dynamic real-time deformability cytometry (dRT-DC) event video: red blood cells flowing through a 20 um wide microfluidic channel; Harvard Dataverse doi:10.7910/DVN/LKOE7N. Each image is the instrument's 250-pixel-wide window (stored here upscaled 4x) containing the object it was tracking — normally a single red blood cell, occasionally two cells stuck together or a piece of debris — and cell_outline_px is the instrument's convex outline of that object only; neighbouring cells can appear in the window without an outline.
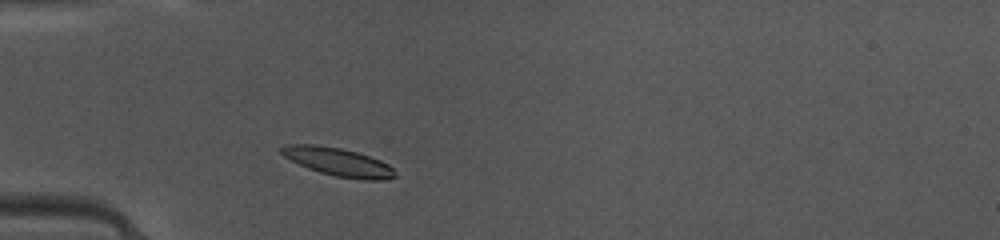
{"species": "common noctule bat (a hibernating species)", "species_latin": "Nyctalus noctula", "temperature_condition": "warm", "stored_images_in_passage": 40, "camera_frame_rate_fps": 3000, "um_per_image_px": 0.085, "animal": {"sex": "female", "body_mass_g": 10.0, "forearm_length_mm": 53.1}, "frame": {"image": 1, "passage_image": 6, "time_ms": 1.667, "image_size_px": [1000, 240], "cell_outline_px": [[396, 176], [384, 180], [364, 180], [336, 176], [320, 172], [308, 168], [284, 156], [280, 152], [280, 148], [284, 144], [316, 144], [340, 148], [356, 152], [380, 160], [388, 164], [392, 168]], "centroid_in_image_um": [28.73, 13.75], "position_along_channel_um": 56.3, "area_um2": 18.5}}
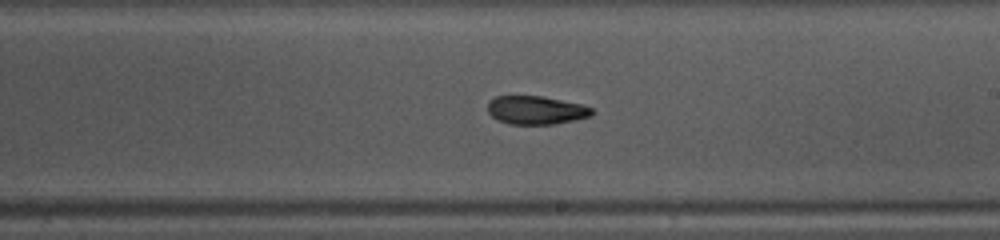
{"frame": {"image": 2, "passage_image": 20, "time_ms": 6.333, "image_size_px": [1000, 240], "cell_outline_px": [[596, 112], [592, 116], [576, 120], [552, 124], [508, 124], [492, 116], [488, 112], [488, 100], [496, 96], [544, 96], [584, 104], [592, 108]], "centroid_in_image_um": [45.62, 9.35], "position_along_channel_um": 243.4, "area_um2": 17.51}}
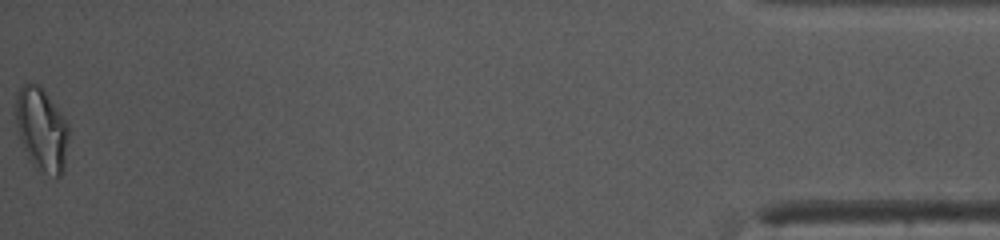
{"frame": {"image": 3, "passage_image": 40, "time_ms": 13.0, "image_size_px": [1000, 240], "cell_outline_px": [[68, 140], [64, 168], [60, 176], [56, 176], [32, 164], [28, 160], [20, 140], [16, 120], [16, 96], [20, 88], [24, 84], [40, 84], [68, 124]], "centroid_in_image_um": [3.53, 10.98], "position_along_channel_um": 431.7, "area_um2": 25.2}, "authors_computed_cell_mechanics": {"area_um2": 17.8891, "velocity_mm_per_s": 4.1577, "shape_relaxation_time_tau1_ms": null, "shape_relaxation_time_tau2_ms": 5.1547, "deformation_change_tau1": null, "deformation_change_tau2": 0.1158}}